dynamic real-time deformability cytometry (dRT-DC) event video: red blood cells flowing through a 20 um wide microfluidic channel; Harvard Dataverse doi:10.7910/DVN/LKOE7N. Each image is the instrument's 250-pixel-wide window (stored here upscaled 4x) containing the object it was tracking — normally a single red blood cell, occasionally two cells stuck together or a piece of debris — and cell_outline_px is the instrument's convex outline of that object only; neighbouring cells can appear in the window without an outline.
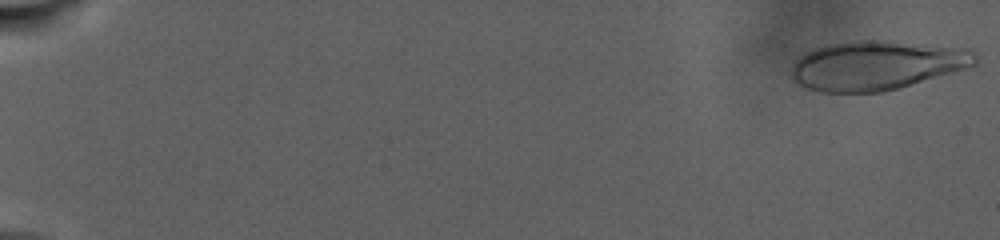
{"species": "human", "species_latin": "Homo sapiens", "temperature_condition": "warm", "stored_images_in_passage": 69, "camera_frame_rate_fps": 3000, "um_per_image_px": 0.085, "donor": {"sex": "male"}, "frame": {"image": 1, "passage_image": 1, "time_ms": 0.0, "image_size_px": [1000, 240], "cell_outline_px": [[976, 64], [968, 68], [884, 92], [820, 92], [808, 88], [800, 84], [788, 76], [796, 60], [800, 56], [816, 48], [828, 44], [852, 40], [884, 40], [972, 48], [976, 56]], "centroid_in_image_um": [74.54, 5.54], "position_along_channel_um": 10.5, "area_um2": 53.0}}
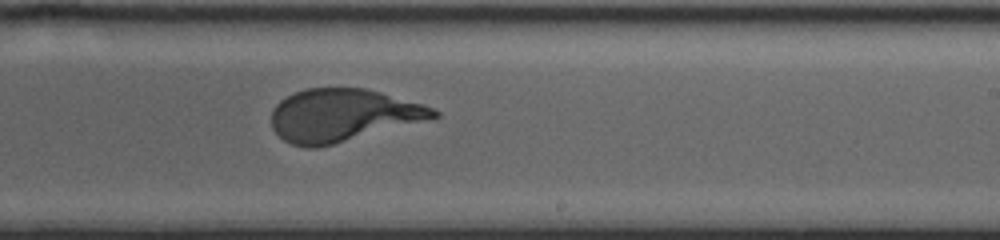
{"frame": {"image": 2, "passage_image": 38, "time_ms": 19.667, "image_size_px": [1000, 240], "cell_outline_px": [[440, 116], [436, 120], [316, 148], [308, 148], [292, 144], [284, 140], [272, 128], [272, 108], [280, 100], [296, 92], [308, 88], [364, 88], [380, 92], [424, 104], [440, 112]], "centroid_in_image_um": [29.22, 9.81], "position_along_channel_um": 259.8, "area_um2": 50.29}}
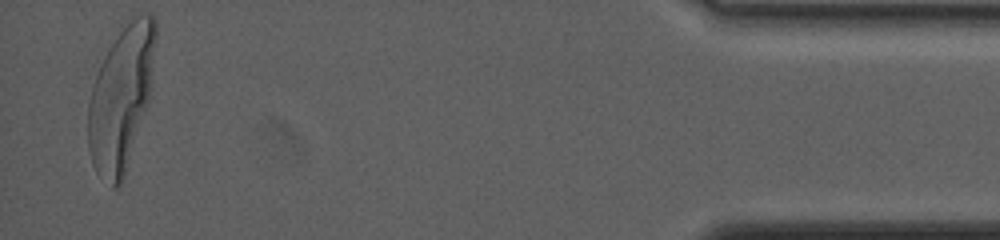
{"frame": {"image": 3, "passage_image": 68, "time_ms": 29.667, "image_size_px": [1000, 240], "cell_outline_px": [[156, 36], [148, 104], [124, 176], [120, 184], [116, 188], [112, 188], [96, 172], [92, 164], [88, 148], [88, 104], [92, 84], [100, 64], [120, 24], [140, 12], [152, 12], [156, 16]], "centroid_in_image_um": [10.29, 8.23], "position_along_channel_um": 424.9, "area_um2": 57.11}}